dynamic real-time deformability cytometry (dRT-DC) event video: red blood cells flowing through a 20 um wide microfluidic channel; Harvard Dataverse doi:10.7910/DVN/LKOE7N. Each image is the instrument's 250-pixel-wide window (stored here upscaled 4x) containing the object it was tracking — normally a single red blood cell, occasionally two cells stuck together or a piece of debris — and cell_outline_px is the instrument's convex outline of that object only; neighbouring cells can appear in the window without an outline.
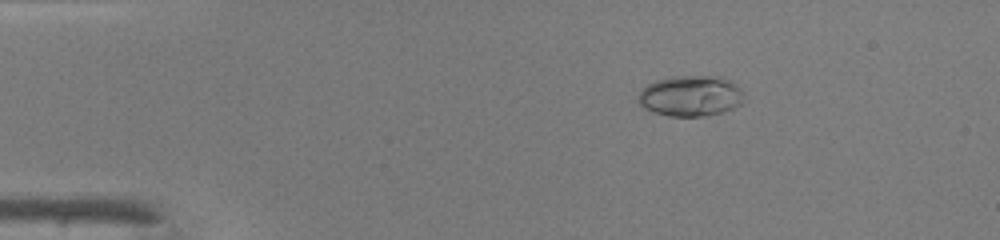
{"species": "common noctule bat (a hibernating species)", "species_latin": "Nyctalus noctula", "temperature_condition": "warm", "stored_images_in_passage": 40, "camera_frame_rate_fps": 3000, "um_per_image_px": 0.085, "animal": {"sex": "male", "body_mass_g": 19.0, "forearm_length_mm": 50.8}, "frame": {"image": 1, "passage_image": 1, "time_ms": 0.0, "image_size_px": [1000, 240], "cell_outline_px": [[744, 92], [740, 104], [724, 112], [704, 116], [668, 116], [644, 108], [640, 104], [640, 92], [648, 84], [656, 80], [672, 76], [716, 76], [728, 80], [736, 84]], "centroid_in_image_um": [58.72, 8.15], "position_along_channel_um": 26.3, "area_um2": 24.85}}
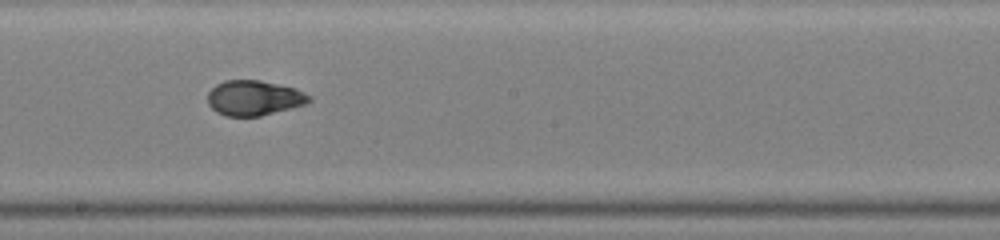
{"frame": {"image": 2, "passage_image": 20, "time_ms": 6.333, "image_size_px": [1000, 240], "cell_outline_px": [[312, 100], [304, 104], [260, 116], [224, 116], [216, 112], [208, 104], [208, 92], [216, 84], [224, 80], [260, 80], [296, 88], [312, 96]], "centroid_in_image_um": [21.58, 8.32], "position_along_channel_um": 226.6, "area_um2": 20.75}}
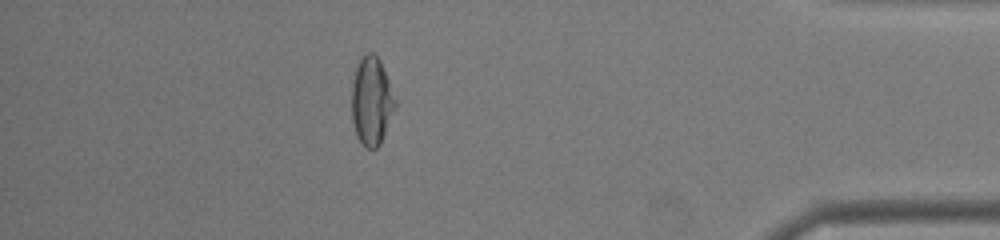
{"frame": {"image": 3, "passage_image": 35, "time_ms": 11.333, "image_size_px": [1000, 240], "cell_outline_px": [[396, 108], [380, 144], [376, 148], [368, 148], [356, 136], [352, 120], [352, 80], [356, 64], [364, 52], [372, 52], [380, 60], [396, 100]], "centroid_in_image_um": [31.57, 8.56], "position_along_channel_um": 403.6, "area_um2": 22.43}, "authors_computed_cell_mechanics": {"area_um2": 21.675, "velocity_mm_per_s": 4.3155, "shape_relaxation_time_tau1_ms": 6.1172, "shape_relaxation_time_tau2_ms": null, "deformation_change_tau1": 0.2386, "deformation_change_tau2": null}}